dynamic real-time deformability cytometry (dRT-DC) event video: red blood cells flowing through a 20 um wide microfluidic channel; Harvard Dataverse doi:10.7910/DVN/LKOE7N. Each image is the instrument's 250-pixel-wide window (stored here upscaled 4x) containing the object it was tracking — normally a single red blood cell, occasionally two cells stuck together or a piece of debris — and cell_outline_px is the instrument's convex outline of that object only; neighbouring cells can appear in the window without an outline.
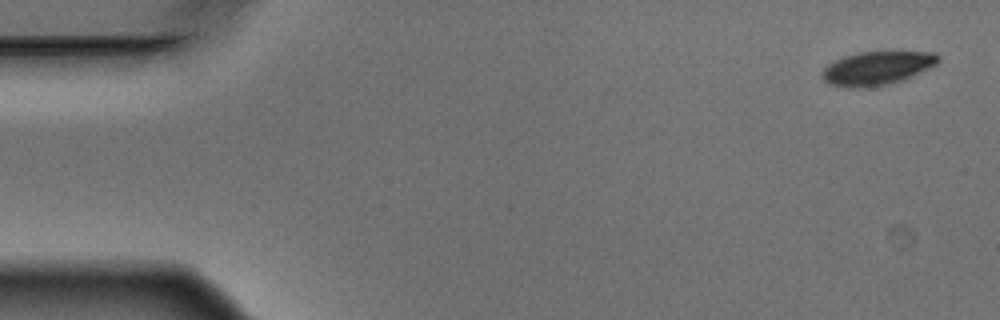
{"species": "Egyptian fruit bat (a non-hibernating species)", "species_latin": "Rousettus aegyptiacus", "temperature_condition": "warm", "stored_images_in_passage": 2, "camera_frame_rate_fps": 3000, "um_per_image_px": 0.085, "animal": {"sex": "male"}, "frame": {"image": 1, "passage_image": 1, "time_ms": 0.0, "image_size_px": [1000, 320], "cell_outline_px": [[940, 60], [936, 64], [900, 80], [888, 84], [852, 88], [832, 84], [824, 80], [824, 68], [828, 64], [844, 56], [860, 52], [936, 52], [940, 56]], "centroid_in_image_um": [74.56, 5.77], "position_along_channel_um": 10.4, "area_um2": 21.96}}
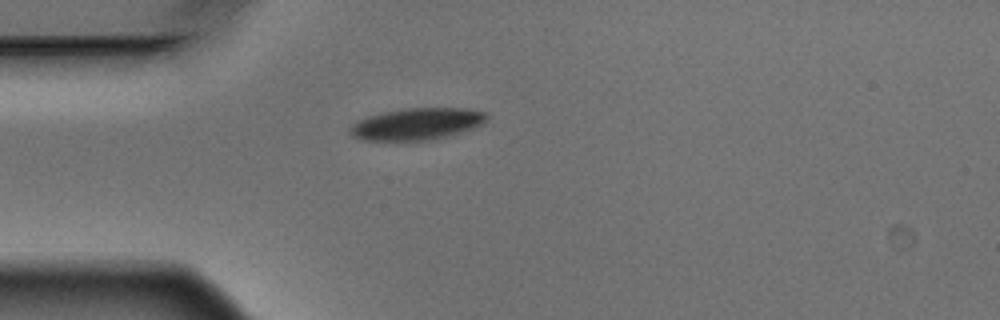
{"frame": {"image": 2, "passage_image": 2, "time_ms": 0.333, "image_size_px": [1000, 320], "cell_outline_px": [[488, 116], [480, 124], [472, 128], [444, 136], [428, 140], [364, 140], [352, 136], [348, 132], [348, 128], [352, 124], [368, 116], [384, 112], [404, 108], [468, 108], [488, 112]], "centroid_in_image_um": [35.4, 10.52], "position_along_channel_um": 49.6, "area_um2": 25.03}}